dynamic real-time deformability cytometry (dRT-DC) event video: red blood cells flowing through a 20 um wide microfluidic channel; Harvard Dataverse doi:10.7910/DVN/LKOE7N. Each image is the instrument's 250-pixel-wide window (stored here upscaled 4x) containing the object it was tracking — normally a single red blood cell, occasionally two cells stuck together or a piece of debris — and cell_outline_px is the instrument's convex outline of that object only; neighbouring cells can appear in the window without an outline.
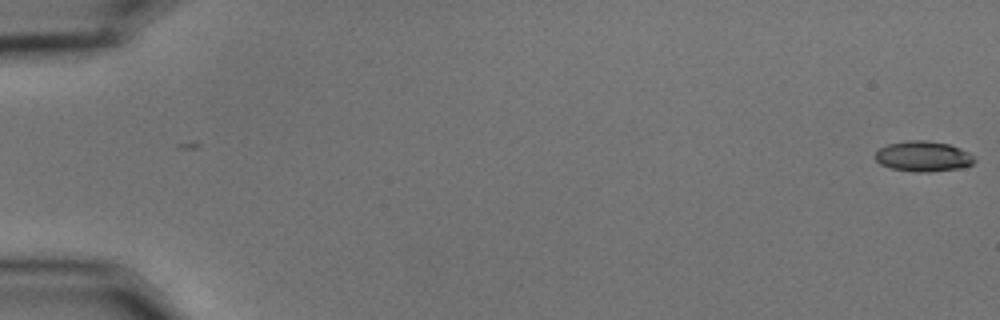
{"species": "common noctule bat (a hibernating species)", "species_latin": "Nyctalus noctula", "temperature_condition": "cold", "stored_images_in_passage": 2, "camera_frame_rate_fps": 3000, "um_per_image_px": 0.085, "animal": {"sex": "male", "body_mass_g": 15.6}, "frame": {"image": 1, "passage_image": 1, "time_ms": 0.0, "image_size_px": [1000, 320], "cell_outline_px": [[976, 160], [972, 164], [960, 168], [932, 172], [912, 172], [892, 168], [880, 164], [876, 160], [876, 152], [880, 148], [888, 144], [908, 140], [928, 140], [948, 144], [960, 148], [976, 156]], "centroid_in_image_um": [78.5, 13.29], "position_along_channel_um": 6.5, "area_um2": 17.69}}